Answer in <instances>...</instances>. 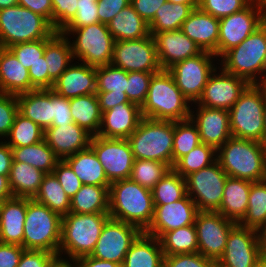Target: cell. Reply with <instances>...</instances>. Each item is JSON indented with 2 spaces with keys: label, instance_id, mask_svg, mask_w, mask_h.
I'll use <instances>...</instances> for the list:
<instances>
[{
  "label": "cell",
  "instance_id": "1",
  "mask_svg": "<svg viewBox=\"0 0 266 267\" xmlns=\"http://www.w3.org/2000/svg\"><path fill=\"white\" fill-rule=\"evenodd\" d=\"M152 190L129 179L112 182L109 187V216L145 232L154 217Z\"/></svg>",
  "mask_w": 266,
  "mask_h": 267
},
{
  "label": "cell",
  "instance_id": "2",
  "mask_svg": "<svg viewBox=\"0 0 266 267\" xmlns=\"http://www.w3.org/2000/svg\"><path fill=\"white\" fill-rule=\"evenodd\" d=\"M216 160L229 177L266 180V146L261 142L231 136L217 149Z\"/></svg>",
  "mask_w": 266,
  "mask_h": 267
},
{
  "label": "cell",
  "instance_id": "3",
  "mask_svg": "<svg viewBox=\"0 0 266 267\" xmlns=\"http://www.w3.org/2000/svg\"><path fill=\"white\" fill-rule=\"evenodd\" d=\"M109 213L78 214L69 212L62 217L58 256L74 261L91 255Z\"/></svg>",
  "mask_w": 266,
  "mask_h": 267
},
{
  "label": "cell",
  "instance_id": "4",
  "mask_svg": "<svg viewBox=\"0 0 266 267\" xmlns=\"http://www.w3.org/2000/svg\"><path fill=\"white\" fill-rule=\"evenodd\" d=\"M191 103L176 86L173 76L161 70L150 80L148 94L141 106L143 118L181 121L190 118Z\"/></svg>",
  "mask_w": 266,
  "mask_h": 267
},
{
  "label": "cell",
  "instance_id": "5",
  "mask_svg": "<svg viewBox=\"0 0 266 267\" xmlns=\"http://www.w3.org/2000/svg\"><path fill=\"white\" fill-rule=\"evenodd\" d=\"M265 54L266 21L238 46L227 51L219 59L218 65L249 84H264Z\"/></svg>",
  "mask_w": 266,
  "mask_h": 267
},
{
  "label": "cell",
  "instance_id": "6",
  "mask_svg": "<svg viewBox=\"0 0 266 267\" xmlns=\"http://www.w3.org/2000/svg\"><path fill=\"white\" fill-rule=\"evenodd\" d=\"M174 121L142 118L128 137L134 159L154 160L172 169Z\"/></svg>",
  "mask_w": 266,
  "mask_h": 267
},
{
  "label": "cell",
  "instance_id": "7",
  "mask_svg": "<svg viewBox=\"0 0 266 267\" xmlns=\"http://www.w3.org/2000/svg\"><path fill=\"white\" fill-rule=\"evenodd\" d=\"M57 31L43 16L21 5L0 9V47L49 39Z\"/></svg>",
  "mask_w": 266,
  "mask_h": 267
},
{
  "label": "cell",
  "instance_id": "8",
  "mask_svg": "<svg viewBox=\"0 0 266 267\" xmlns=\"http://www.w3.org/2000/svg\"><path fill=\"white\" fill-rule=\"evenodd\" d=\"M60 33L70 39L75 61L93 67L111 64L115 40L106 24L99 22L80 28H63Z\"/></svg>",
  "mask_w": 266,
  "mask_h": 267
},
{
  "label": "cell",
  "instance_id": "9",
  "mask_svg": "<svg viewBox=\"0 0 266 267\" xmlns=\"http://www.w3.org/2000/svg\"><path fill=\"white\" fill-rule=\"evenodd\" d=\"M62 217L46 205L27 198L23 248L42 250L58 255Z\"/></svg>",
  "mask_w": 266,
  "mask_h": 267
},
{
  "label": "cell",
  "instance_id": "10",
  "mask_svg": "<svg viewBox=\"0 0 266 267\" xmlns=\"http://www.w3.org/2000/svg\"><path fill=\"white\" fill-rule=\"evenodd\" d=\"M264 84H250L229 110L233 137L263 143Z\"/></svg>",
  "mask_w": 266,
  "mask_h": 267
},
{
  "label": "cell",
  "instance_id": "11",
  "mask_svg": "<svg viewBox=\"0 0 266 267\" xmlns=\"http://www.w3.org/2000/svg\"><path fill=\"white\" fill-rule=\"evenodd\" d=\"M266 21V0H253L244 9L219 19L218 57L238 46Z\"/></svg>",
  "mask_w": 266,
  "mask_h": 267
},
{
  "label": "cell",
  "instance_id": "12",
  "mask_svg": "<svg viewBox=\"0 0 266 267\" xmlns=\"http://www.w3.org/2000/svg\"><path fill=\"white\" fill-rule=\"evenodd\" d=\"M219 58L202 51L196 56L179 61L167 71L173 76L176 86L192 104L199 100L210 75L218 68Z\"/></svg>",
  "mask_w": 266,
  "mask_h": 267
},
{
  "label": "cell",
  "instance_id": "13",
  "mask_svg": "<svg viewBox=\"0 0 266 267\" xmlns=\"http://www.w3.org/2000/svg\"><path fill=\"white\" fill-rule=\"evenodd\" d=\"M227 177L217 160L185 177L186 194L194 201L198 211L219 210Z\"/></svg>",
  "mask_w": 266,
  "mask_h": 267
},
{
  "label": "cell",
  "instance_id": "14",
  "mask_svg": "<svg viewBox=\"0 0 266 267\" xmlns=\"http://www.w3.org/2000/svg\"><path fill=\"white\" fill-rule=\"evenodd\" d=\"M111 64L126 72L158 73L162 70L151 34L136 40L115 41Z\"/></svg>",
  "mask_w": 266,
  "mask_h": 267
},
{
  "label": "cell",
  "instance_id": "15",
  "mask_svg": "<svg viewBox=\"0 0 266 267\" xmlns=\"http://www.w3.org/2000/svg\"><path fill=\"white\" fill-rule=\"evenodd\" d=\"M90 147L96 153L110 183L130 178L134 156L128 139L94 135Z\"/></svg>",
  "mask_w": 266,
  "mask_h": 267
},
{
  "label": "cell",
  "instance_id": "16",
  "mask_svg": "<svg viewBox=\"0 0 266 267\" xmlns=\"http://www.w3.org/2000/svg\"><path fill=\"white\" fill-rule=\"evenodd\" d=\"M236 224L219 212L198 211L194 222L198 252L217 262L224 253L228 234Z\"/></svg>",
  "mask_w": 266,
  "mask_h": 267
},
{
  "label": "cell",
  "instance_id": "17",
  "mask_svg": "<svg viewBox=\"0 0 266 267\" xmlns=\"http://www.w3.org/2000/svg\"><path fill=\"white\" fill-rule=\"evenodd\" d=\"M141 233L132 224L109 218L90 256L122 265L126 253Z\"/></svg>",
  "mask_w": 266,
  "mask_h": 267
},
{
  "label": "cell",
  "instance_id": "18",
  "mask_svg": "<svg viewBox=\"0 0 266 267\" xmlns=\"http://www.w3.org/2000/svg\"><path fill=\"white\" fill-rule=\"evenodd\" d=\"M249 85L245 79L227 73L218 66L210 75L202 96L196 103L208 108L229 111Z\"/></svg>",
  "mask_w": 266,
  "mask_h": 267
},
{
  "label": "cell",
  "instance_id": "19",
  "mask_svg": "<svg viewBox=\"0 0 266 267\" xmlns=\"http://www.w3.org/2000/svg\"><path fill=\"white\" fill-rule=\"evenodd\" d=\"M259 259L256 230L240 226L230 230L223 255L217 267H254Z\"/></svg>",
  "mask_w": 266,
  "mask_h": 267
},
{
  "label": "cell",
  "instance_id": "20",
  "mask_svg": "<svg viewBox=\"0 0 266 267\" xmlns=\"http://www.w3.org/2000/svg\"><path fill=\"white\" fill-rule=\"evenodd\" d=\"M154 207L153 220L145 233L158 239L165 232L194 224L198 213L196 204L188 194L178 201Z\"/></svg>",
  "mask_w": 266,
  "mask_h": 267
},
{
  "label": "cell",
  "instance_id": "21",
  "mask_svg": "<svg viewBox=\"0 0 266 267\" xmlns=\"http://www.w3.org/2000/svg\"><path fill=\"white\" fill-rule=\"evenodd\" d=\"M190 118L198 128L200 141L216 150L232 136L228 110L208 108L195 102L191 104Z\"/></svg>",
  "mask_w": 266,
  "mask_h": 267
},
{
  "label": "cell",
  "instance_id": "22",
  "mask_svg": "<svg viewBox=\"0 0 266 267\" xmlns=\"http://www.w3.org/2000/svg\"><path fill=\"white\" fill-rule=\"evenodd\" d=\"M153 39L162 70H167L175 63L202 52L199 46L181 30L156 33Z\"/></svg>",
  "mask_w": 266,
  "mask_h": 267
},
{
  "label": "cell",
  "instance_id": "23",
  "mask_svg": "<svg viewBox=\"0 0 266 267\" xmlns=\"http://www.w3.org/2000/svg\"><path fill=\"white\" fill-rule=\"evenodd\" d=\"M141 107L136 103H121L102 113L98 136L128 139L142 119Z\"/></svg>",
  "mask_w": 266,
  "mask_h": 267
},
{
  "label": "cell",
  "instance_id": "24",
  "mask_svg": "<svg viewBox=\"0 0 266 267\" xmlns=\"http://www.w3.org/2000/svg\"><path fill=\"white\" fill-rule=\"evenodd\" d=\"M96 86V67L74 61L55 81L52 90L61 97L71 99L96 93Z\"/></svg>",
  "mask_w": 266,
  "mask_h": 267
},
{
  "label": "cell",
  "instance_id": "25",
  "mask_svg": "<svg viewBox=\"0 0 266 267\" xmlns=\"http://www.w3.org/2000/svg\"><path fill=\"white\" fill-rule=\"evenodd\" d=\"M91 138L89 132L74 122L48 127L44 133L45 141L60 160L87 149Z\"/></svg>",
  "mask_w": 266,
  "mask_h": 267
},
{
  "label": "cell",
  "instance_id": "26",
  "mask_svg": "<svg viewBox=\"0 0 266 267\" xmlns=\"http://www.w3.org/2000/svg\"><path fill=\"white\" fill-rule=\"evenodd\" d=\"M202 51L213 53L218 58L219 19L195 8L180 29Z\"/></svg>",
  "mask_w": 266,
  "mask_h": 267
},
{
  "label": "cell",
  "instance_id": "27",
  "mask_svg": "<svg viewBox=\"0 0 266 267\" xmlns=\"http://www.w3.org/2000/svg\"><path fill=\"white\" fill-rule=\"evenodd\" d=\"M27 198L11 197L0 203V243L23 247Z\"/></svg>",
  "mask_w": 266,
  "mask_h": 267
},
{
  "label": "cell",
  "instance_id": "28",
  "mask_svg": "<svg viewBox=\"0 0 266 267\" xmlns=\"http://www.w3.org/2000/svg\"><path fill=\"white\" fill-rule=\"evenodd\" d=\"M35 89L28 69L23 67L8 48L0 47V93L19 95Z\"/></svg>",
  "mask_w": 266,
  "mask_h": 267
},
{
  "label": "cell",
  "instance_id": "29",
  "mask_svg": "<svg viewBox=\"0 0 266 267\" xmlns=\"http://www.w3.org/2000/svg\"><path fill=\"white\" fill-rule=\"evenodd\" d=\"M19 112L43 130L53 123V90L35 89L17 95Z\"/></svg>",
  "mask_w": 266,
  "mask_h": 267
},
{
  "label": "cell",
  "instance_id": "30",
  "mask_svg": "<svg viewBox=\"0 0 266 267\" xmlns=\"http://www.w3.org/2000/svg\"><path fill=\"white\" fill-rule=\"evenodd\" d=\"M252 181L227 177L219 212L222 216L239 223L247 212Z\"/></svg>",
  "mask_w": 266,
  "mask_h": 267
},
{
  "label": "cell",
  "instance_id": "31",
  "mask_svg": "<svg viewBox=\"0 0 266 267\" xmlns=\"http://www.w3.org/2000/svg\"><path fill=\"white\" fill-rule=\"evenodd\" d=\"M122 267H164L159 239L142 232L126 253Z\"/></svg>",
  "mask_w": 266,
  "mask_h": 267
},
{
  "label": "cell",
  "instance_id": "32",
  "mask_svg": "<svg viewBox=\"0 0 266 267\" xmlns=\"http://www.w3.org/2000/svg\"><path fill=\"white\" fill-rule=\"evenodd\" d=\"M83 184L110 186L104 168L96 153L89 146L64 159Z\"/></svg>",
  "mask_w": 266,
  "mask_h": 267
},
{
  "label": "cell",
  "instance_id": "33",
  "mask_svg": "<svg viewBox=\"0 0 266 267\" xmlns=\"http://www.w3.org/2000/svg\"><path fill=\"white\" fill-rule=\"evenodd\" d=\"M45 175L27 163L13 161L8 177L13 197L34 199Z\"/></svg>",
  "mask_w": 266,
  "mask_h": 267
},
{
  "label": "cell",
  "instance_id": "34",
  "mask_svg": "<svg viewBox=\"0 0 266 267\" xmlns=\"http://www.w3.org/2000/svg\"><path fill=\"white\" fill-rule=\"evenodd\" d=\"M44 57L47 62L48 76L55 83L68 66L74 62L70 39L60 32L45 39Z\"/></svg>",
  "mask_w": 266,
  "mask_h": 267
},
{
  "label": "cell",
  "instance_id": "35",
  "mask_svg": "<svg viewBox=\"0 0 266 267\" xmlns=\"http://www.w3.org/2000/svg\"><path fill=\"white\" fill-rule=\"evenodd\" d=\"M109 187L83 184L70 199V212L78 214L109 213Z\"/></svg>",
  "mask_w": 266,
  "mask_h": 267
},
{
  "label": "cell",
  "instance_id": "36",
  "mask_svg": "<svg viewBox=\"0 0 266 267\" xmlns=\"http://www.w3.org/2000/svg\"><path fill=\"white\" fill-rule=\"evenodd\" d=\"M107 26L115 41L136 40L150 35L149 25L131 4L120 11Z\"/></svg>",
  "mask_w": 266,
  "mask_h": 267
},
{
  "label": "cell",
  "instance_id": "37",
  "mask_svg": "<svg viewBox=\"0 0 266 267\" xmlns=\"http://www.w3.org/2000/svg\"><path fill=\"white\" fill-rule=\"evenodd\" d=\"M69 103L73 122L92 136L97 135L102 113L96 93L71 98Z\"/></svg>",
  "mask_w": 266,
  "mask_h": 267
},
{
  "label": "cell",
  "instance_id": "38",
  "mask_svg": "<svg viewBox=\"0 0 266 267\" xmlns=\"http://www.w3.org/2000/svg\"><path fill=\"white\" fill-rule=\"evenodd\" d=\"M198 6L166 1L148 24L150 34L153 36L160 32L180 30L191 12Z\"/></svg>",
  "mask_w": 266,
  "mask_h": 267
},
{
  "label": "cell",
  "instance_id": "39",
  "mask_svg": "<svg viewBox=\"0 0 266 267\" xmlns=\"http://www.w3.org/2000/svg\"><path fill=\"white\" fill-rule=\"evenodd\" d=\"M13 161L27 163L46 174L53 173L60 159L44 140L29 146L11 147Z\"/></svg>",
  "mask_w": 266,
  "mask_h": 267
},
{
  "label": "cell",
  "instance_id": "40",
  "mask_svg": "<svg viewBox=\"0 0 266 267\" xmlns=\"http://www.w3.org/2000/svg\"><path fill=\"white\" fill-rule=\"evenodd\" d=\"M159 241L164 255L198 252V238L194 224L165 232Z\"/></svg>",
  "mask_w": 266,
  "mask_h": 267
},
{
  "label": "cell",
  "instance_id": "41",
  "mask_svg": "<svg viewBox=\"0 0 266 267\" xmlns=\"http://www.w3.org/2000/svg\"><path fill=\"white\" fill-rule=\"evenodd\" d=\"M34 200L46 205L61 217L70 212V198L53 173L46 174L42 180L38 194Z\"/></svg>",
  "mask_w": 266,
  "mask_h": 267
},
{
  "label": "cell",
  "instance_id": "42",
  "mask_svg": "<svg viewBox=\"0 0 266 267\" xmlns=\"http://www.w3.org/2000/svg\"><path fill=\"white\" fill-rule=\"evenodd\" d=\"M238 224L255 230L266 224V180L251 183L247 212Z\"/></svg>",
  "mask_w": 266,
  "mask_h": 267
},
{
  "label": "cell",
  "instance_id": "43",
  "mask_svg": "<svg viewBox=\"0 0 266 267\" xmlns=\"http://www.w3.org/2000/svg\"><path fill=\"white\" fill-rule=\"evenodd\" d=\"M44 133L45 130L18 112L4 141L10 147L29 146L44 140Z\"/></svg>",
  "mask_w": 266,
  "mask_h": 267
},
{
  "label": "cell",
  "instance_id": "44",
  "mask_svg": "<svg viewBox=\"0 0 266 267\" xmlns=\"http://www.w3.org/2000/svg\"><path fill=\"white\" fill-rule=\"evenodd\" d=\"M216 155L217 150L213 146L201 142L189 153L180 157L172 169L185 178L193 172L210 166L216 161Z\"/></svg>",
  "mask_w": 266,
  "mask_h": 267
},
{
  "label": "cell",
  "instance_id": "45",
  "mask_svg": "<svg viewBox=\"0 0 266 267\" xmlns=\"http://www.w3.org/2000/svg\"><path fill=\"white\" fill-rule=\"evenodd\" d=\"M186 195V181L170 169L152 189L154 205H164L182 199Z\"/></svg>",
  "mask_w": 266,
  "mask_h": 267
},
{
  "label": "cell",
  "instance_id": "46",
  "mask_svg": "<svg viewBox=\"0 0 266 267\" xmlns=\"http://www.w3.org/2000/svg\"><path fill=\"white\" fill-rule=\"evenodd\" d=\"M200 143L198 128L191 118L174 121L172 167L180 157L189 153Z\"/></svg>",
  "mask_w": 266,
  "mask_h": 267
},
{
  "label": "cell",
  "instance_id": "47",
  "mask_svg": "<svg viewBox=\"0 0 266 267\" xmlns=\"http://www.w3.org/2000/svg\"><path fill=\"white\" fill-rule=\"evenodd\" d=\"M170 169L171 168L163 162L134 159L130 179L152 190Z\"/></svg>",
  "mask_w": 266,
  "mask_h": 267
},
{
  "label": "cell",
  "instance_id": "48",
  "mask_svg": "<svg viewBox=\"0 0 266 267\" xmlns=\"http://www.w3.org/2000/svg\"><path fill=\"white\" fill-rule=\"evenodd\" d=\"M96 92L126 94L128 72L112 64L96 67Z\"/></svg>",
  "mask_w": 266,
  "mask_h": 267
},
{
  "label": "cell",
  "instance_id": "49",
  "mask_svg": "<svg viewBox=\"0 0 266 267\" xmlns=\"http://www.w3.org/2000/svg\"><path fill=\"white\" fill-rule=\"evenodd\" d=\"M253 0H199V8L217 19L227 17L247 7Z\"/></svg>",
  "mask_w": 266,
  "mask_h": 267
},
{
  "label": "cell",
  "instance_id": "50",
  "mask_svg": "<svg viewBox=\"0 0 266 267\" xmlns=\"http://www.w3.org/2000/svg\"><path fill=\"white\" fill-rule=\"evenodd\" d=\"M17 60L28 69L36 64L44 55L45 39L19 43L8 48Z\"/></svg>",
  "mask_w": 266,
  "mask_h": 267
},
{
  "label": "cell",
  "instance_id": "51",
  "mask_svg": "<svg viewBox=\"0 0 266 267\" xmlns=\"http://www.w3.org/2000/svg\"><path fill=\"white\" fill-rule=\"evenodd\" d=\"M156 73L151 72H128L126 95L130 102L140 107L146 100L150 80Z\"/></svg>",
  "mask_w": 266,
  "mask_h": 267
},
{
  "label": "cell",
  "instance_id": "52",
  "mask_svg": "<svg viewBox=\"0 0 266 267\" xmlns=\"http://www.w3.org/2000/svg\"><path fill=\"white\" fill-rule=\"evenodd\" d=\"M19 112L17 95L0 93V140H4Z\"/></svg>",
  "mask_w": 266,
  "mask_h": 267
},
{
  "label": "cell",
  "instance_id": "53",
  "mask_svg": "<svg viewBox=\"0 0 266 267\" xmlns=\"http://www.w3.org/2000/svg\"><path fill=\"white\" fill-rule=\"evenodd\" d=\"M99 23L97 1L78 0L77 12L64 28H80Z\"/></svg>",
  "mask_w": 266,
  "mask_h": 267
},
{
  "label": "cell",
  "instance_id": "54",
  "mask_svg": "<svg viewBox=\"0 0 266 267\" xmlns=\"http://www.w3.org/2000/svg\"><path fill=\"white\" fill-rule=\"evenodd\" d=\"M164 267H217V262L199 252L164 255Z\"/></svg>",
  "mask_w": 266,
  "mask_h": 267
},
{
  "label": "cell",
  "instance_id": "55",
  "mask_svg": "<svg viewBox=\"0 0 266 267\" xmlns=\"http://www.w3.org/2000/svg\"><path fill=\"white\" fill-rule=\"evenodd\" d=\"M78 0H52L53 28L60 32L75 16Z\"/></svg>",
  "mask_w": 266,
  "mask_h": 267
},
{
  "label": "cell",
  "instance_id": "56",
  "mask_svg": "<svg viewBox=\"0 0 266 267\" xmlns=\"http://www.w3.org/2000/svg\"><path fill=\"white\" fill-rule=\"evenodd\" d=\"M53 174L56 176L60 185L66 192V195L70 199L83 185L78 176L64 160H60L56 164V167L53 170Z\"/></svg>",
  "mask_w": 266,
  "mask_h": 267
},
{
  "label": "cell",
  "instance_id": "57",
  "mask_svg": "<svg viewBox=\"0 0 266 267\" xmlns=\"http://www.w3.org/2000/svg\"><path fill=\"white\" fill-rule=\"evenodd\" d=\"M59 256L42 250H24L17 267H50Z\"/></svg>",
  "mask_w": 266,
  "mask_h": 267
},
{
  "label": "cell",
  "instance_id": "58",
  "mask_svg": "<svg viewBox=\"0 0 266 267\" xmlns=\"http://www.w3.org/2000/svg\"><path fill=\"white\" fill-rule=\"evenodd\" d=\"M130 1L131 0H98L99 22L108 25L120 11L131 4Z\"/></svg>",
  "mask_w": 266,
  "mask_h": 267
},
{
  "label": "cell",
  "instance_id": "59",
  "mask_svg": "<svg viewBox=\"0 0 266 267\" xmlns=\"http://www.w3.org/2000/svg\"><path fill=\"white\" fill-rule=\"evenodd\" d=\"M31 84L36 89H52L54 82L48 76L47 62L44 55L40 60L29 68Z\"/></svg>",
  "mask_w": 266,
  "mask_h": 267
},
{
  "label": "cell",
  "instance_id": "60",
  "mask_svg": "<svg viewBox=\"0 0 266 267\" xmlns=\"http://www.w3.org/2000/svg\"><path fill=\"white\" fill-rule=\"evenodd\" d=\"M73 122L70 111L69 99L59 96L53 91V123L52 126H60Z\"/></svg>",
  "mask_w": 266,
  "mask_h": 267
},
{
  "label": "cell",
  "instance_id": "61",
  "mask_svg": "<svg viewBox=\"0 0 266 267\" xmlns=\"http://www.w3.org/2000/svg\"><path fill=\"white\" fill-rule=\"evenodd\" d=\"M167 0H131L136 13L149 24L155 17L157 10L166 3Z\"/></svg>",
  "mask_w": 266,
  "mask_h": 267
},
{
  "label": "cell",
  "instance_id": "62",
  "mask_svg": "<svg viewBox=\"0 0 266 267\" xmlns=\"http://www.w3.org/2000/svg\"><path fill=\"white\" fill-rule=\"evenodd\" d=\"M24 250L21 245L0 243V267H17Z\"/></svg>",
  "mask_w": 266,
  "mask_h": 267
},
{
  "label": "cell",
  "instance_id": "63",
  "mask_svg": "<svg viewBox=\"0 0 266 267\" xmlns=\"http://www.w3.org/2000/svg\"><path fill=\"white\" fill-rule=\"evenodd\" d=\"M18 5L45 17L53 25L52 0H18Z\"/></svg>",
  "mask_w": 266,
  "mask_h": 267
},
{
  "label": "cell",
  "instance_id": "64",
  "mask_svg": "<svg viewBox=\"0 0 266 267\" xmlns=\"http://www.w3.org/2000/svg\"><path fill=\"white\" fill-rule=\"evenodd\" d=\"M101 113L121 103L130 102L126 94H109V92H96Z\"/></svg>",
  "mask_w": 266,
  "mask_h": 267
},
{
  "label": "cell",
  "instance_id": "65",
  "mask_svg": "<svg viewBox=\"0 0 266 267\" xmlns=\"http://www.w3.org/2000/svg\"><path fill=\"white\" fill-rule=\"evenodd\" d=\"M12 162L11 147L4 140H0V175L9 176Z\"/></svg>",
  "mask_w": 266,
  "mask_h": 267
},
{
  "label": "cell",
  "instance_id": "66",
  "mask_svg": "<svg viewBox=\"0 0 266 267\" xmlns=\"http://www.w3.org/2000/svg\"><path fill=\"white\" fill-rule=\"evenodd\" d=\"M75 267H122L119 263L94 258L90 255L75 259Z\"/></svg>",
  "mask_w": 266,
  "mask_h": 267
},
{
  "label": "cell",
  "instance_id": "67",
  "mask_svg": "<svg viewBox=\"0 0 266 267\" xmlns=\"http://www.w3.org/2000/svg\"><path fill=\"white\" fill-rule=\"evenodd\" d=\"M259 258L266 260V224L256 229Z\"/></svg>",
  "mask_w": 266,
  "mask_h": 267
},
{
  "label": "cell",
  "instance_id": "68",
  "mask_svg": "<svg viewBox=\"0 0 266 267\" xmlns=\"http://www.w3.org/2000/svg\"><path fill=\"white\" fill-rule=\"evenodd\" d=\"M9 176L0 175V201H4L13 197L11 189L9 187Z\"/></svg>",
  "mask_w": 266,
  "mask_h": 267
},
{
  "label": "cell",
  "instance_id": "69",
  "mask_svg": "<svg viewBox=\"0 0 266 267\" xmlns=\"http://www.w3.org/2000/svg\"><path fill=\"white\" fill-rule=\"evenodd\" d=\"M50 267H75V264L72 260L63 259L58 257Z\"/></svg>",
  "mask_w": 266,
  "mask_h": 267
},
{
  "label": "cell",
  "instance_id": "70",
  "mask_svg": "<svg viewBox=\"0 0 266 267\" xmlns=\"http://www.w3.org/2000/svg\"><path fill=\"white\" fill-rule=\"evenodd\" d=\"M263 144L266 146V83L264 84V110H263Z\"/></svg>",
  "mask_w": 266,
  "mask_h": 267
},
{
  "label": "cell",
  "instance_id": "71",
  "mask_svg": "<svg viewBox=\"0 0 266 267\" xmlns=\"http://www.w3.org/2000/svg\"><path fill=\"white\" fill-rule=\"evenodd\" d=\"M18 5V0H0V9Z\"/></svg>",
  "mask_w": 266,
  "mask_h": 267
},
{
  "label": "cell",
  "instance_id": "72",
  "mask_svg": "<svg viewBox=\"0 0 266 267\" xmlns=\"http://www.w3.org/2000/svg\"><path fill=\"white\" fill-rule=\"evenodd\" d=\"M171 3H181V4H188V5H199V0H167Z\"/></svg>",
  "mask_w": 266,
  "mask_h": 267
},
{
  "label": "cell",
  "instance_id": "73",
  "mask_svg": "<svg viewBox=\"0 0 266 267\" xmlns=\"http://www.w3.org/2000/svg\"><path fill=\"white\" fill-rule=\"evenodd\" d=\"M254 267H266V260L259 258Z\"/></svg>",
  "mask_w": 266,
  "mask_h": 267
},
{
  "label": "cell",
  "instance_id": "74",
  "mask_svg": "<svg viewBox=\"0 0 266 267\" xmlns=\"http://www.w3.org/2000/svg\"><path fill=\"white\" fill-rule=\"evenodd\" d=\"M266 83V54L264 58V84Z\"/></svg>",
  "mask_w": 266,
  "mask_h": 267
}]
</instances>
